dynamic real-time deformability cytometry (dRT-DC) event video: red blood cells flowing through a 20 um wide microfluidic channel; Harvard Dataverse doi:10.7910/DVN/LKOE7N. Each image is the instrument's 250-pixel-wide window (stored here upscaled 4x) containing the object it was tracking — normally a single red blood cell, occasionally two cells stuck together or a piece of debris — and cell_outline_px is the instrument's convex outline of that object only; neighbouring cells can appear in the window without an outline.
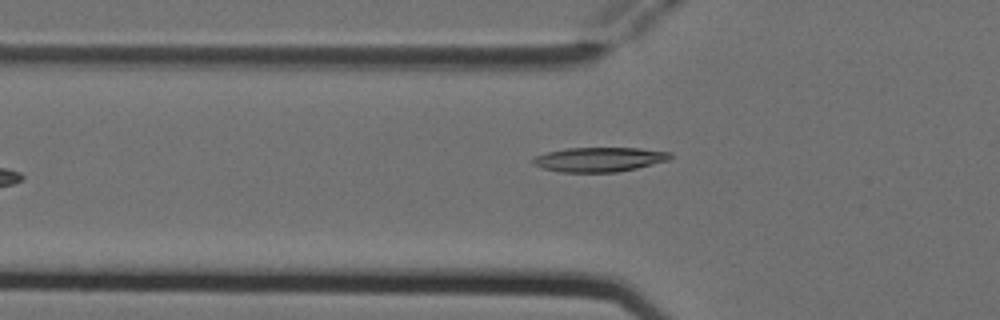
{"species": "Egyptian fruit bat (a non-hibernating species)", "species_latin": "Rousettus aegyptiacus", "temperature_condition": "cold", "stored_images_in_passage": 5, "camera_frame_rate_fps": 3000, "um_per_image_px": 0.085, "animal": {"sex": "female"}, "frame": {"image": 1, "passage_image": 5, "time_ms": 1.333, "image_size_px": [1000, 320], "cell_outline_px": [[672, 156], [668, 160], [636, 168], [616, 172], [560, 172], [544, 168], [532, 164], [532, 160], [536, 156], [548, 152], [564, 148], [640, 148], [672, 152]], "centroid_in_image_um": [50.94, 13.55], "position_along_channel_um": 74.9, "area_um2": 19.48}}